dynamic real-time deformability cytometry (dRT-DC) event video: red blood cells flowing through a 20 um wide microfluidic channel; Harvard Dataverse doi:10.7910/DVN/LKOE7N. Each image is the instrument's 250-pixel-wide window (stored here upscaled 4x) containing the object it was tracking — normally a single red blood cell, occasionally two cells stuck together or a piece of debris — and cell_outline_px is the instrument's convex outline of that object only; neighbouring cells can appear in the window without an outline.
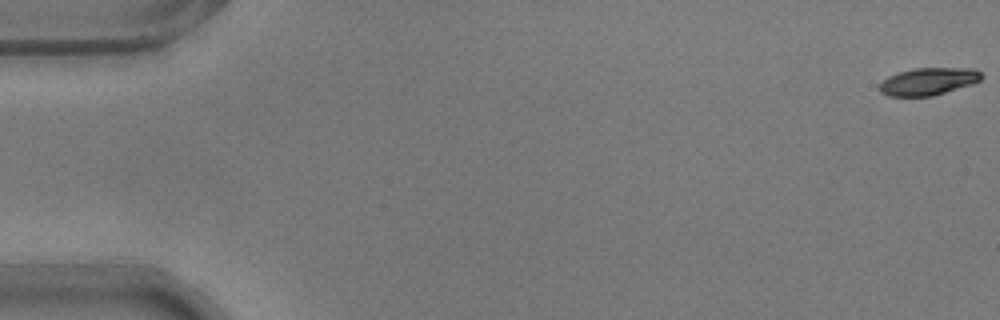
{"species": "common noctule bat (a hibernating species)", "species_latin": "Nyctalus noctula", "temperature_condition": "warm", "stored_images_in_passage": 55, "camera_frame_rate_fps": 3000, "um_per_image_px": 0.085, "animal": {"sex": "male", "body_mass_g": 17.9}, "frame": {"image": 1, "passage_image": 1, "time_ms": 0.0, "image_size_px": [1000, 320], "cell_outline_px": [[984, 76], [980, 80], [972, 84], [932, 96], [888, 96], [880, 92], [880, 84], [888, 76], [900, 72], [916, 68], [972, 68], [980, 72]], "centroid_in_image_um": [78.92, 6.92], "position_along_channel_um": 6.1, "area_um2": 16.13}}
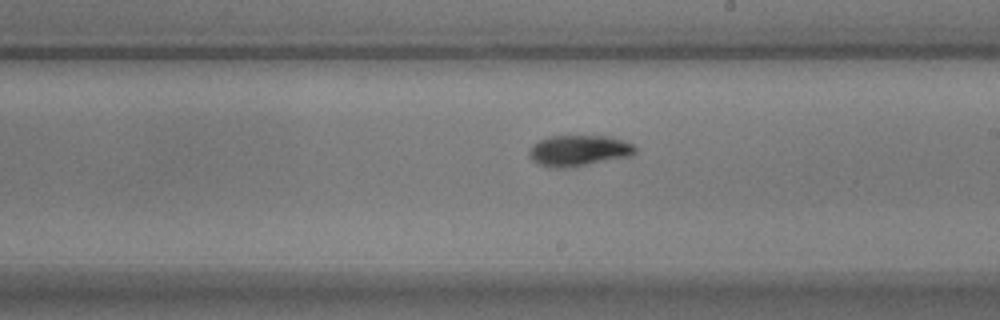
{"frame": {"image": 2, "passage_image": 32, "time_ms": 10.333, "image_size_px": [1000, 320], "cell_outline_px": [[636, 152], [632, 156], [576, 168], [548, 168], [536, 164], [528, 156], [528, 152], [532, 144], [548, 136], [612, 136], [632, 144], [636, 148]], "centroid_in_image_um": [49.18, 12.83], "position_along_channel_um": 239.8, "area_um2": 19.83}}
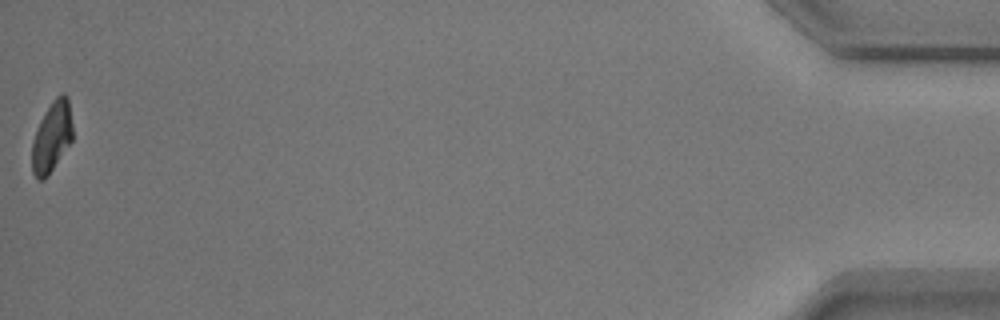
{"frame": {"image": 3, "passage_image": 55, "time_ms": 18.0, "image_size_px": [1000, 320], "cell_outline_px": [[72, 140], [48, 176], [44, 180], [36, 180], [32, 172], [32, 140], [40, 120], [44, 112], [52, 100], [60, 92], [64, 92], [68, 96], [72, 124]], "centroid_in_image_um": [4.39, 11.62], "position_along_channel_um": 430.8, "area_um2": 16.94}, "authors_computed_cell_mechanics": {"area_um2": 17.918, "velocity_mm_per_s": 3.7281, "shape_relaxation_time_tau1_ms": 3.5652, "shape_relaxation_time_tau2_ms": 3.4584, "deformation_change_tau1": 0.1637, "deformation_change_tau2": 0.065}}